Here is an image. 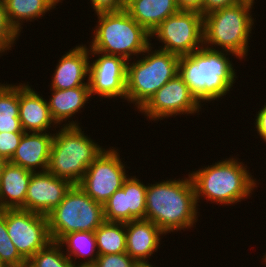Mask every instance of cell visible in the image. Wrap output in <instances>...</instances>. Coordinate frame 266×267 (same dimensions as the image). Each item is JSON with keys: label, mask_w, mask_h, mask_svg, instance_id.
<instances>
[{"label": "cell", "mask_w": 266, "mask_h": 267, "mask_svg": "<svg viewBox=\"0 0 266 267\" xmlns=\"http://www.w3.org/2000/svg\"><path fill=\"white\" fill-rule=\"evenodd\" d=\"M198 206L190 175L182 179L148 184L145 219L164 233L191 229L197 222Z\"/></svg>", "instance_id": "1"}, {"label": "cell", "mask_w": 266, "mask_h": 267, "mask_svg": "<svg viewBox=\"0 0 266 267\" xmlns=\"http://www.w3.org/2000/svg\"><path fill=\"white\" fill-rule=\"evenodd\" d=\"M228 55L234 54L203 46L180 56L178 74L201 104L225 96L234 86L237 72Z\"/></svg>", "instance_id": "2"}, {"label": "cell", "mask_w": 266, "mask_h": 267, "mask_svg": "<svg viewBox=\"0 0 266 267\" xmlns=\"http://www.w3.org/2000/svg\"><path fill=\"white\" fill-rule=\"evenodd\" d=\"M238 160L237 157H229L189 172L197 204L202 198H206L211 203L228 206L250 198L252 191L258 187V182L247 170V165Z\"/></svg>", "instance_id": "3"}, {"label": "cell", "mask_w": 266, "mask_h": 267, "mask_svg": "<svg viewBox=\"0 0 266 267\" xmlns=\"http://www.w3.org/2000/svg\"><path fill=\"white\" fill-rule=\"evenodd\" d=\"M78 121L68 120L53 136L47 171L78 185L89 165L105 149L85 135Z\"/></svg>", "instance_id": "4"}, {"label": "cell", "mask_w": 266, "mask_h": 267, "mask_svg": "<svg viewBox=\"0 0 266 267\" xmlns=\"http://www.w3.org/2000/svg\"><path fill=\"white\" fill-rule=\"evenodd\" d=\"M254 3L255 0H242L204 15V47L232 53L239 60L245 59L249 51V37L254 28L251 14Z\"/></svg>", "instance_id": "5"}, {"label": "cell", "mask_w": 266, "mask_h": 267, "mask_svg": "<svg viewBox=\"0 0 266 267\" xmlns=\"http://www.w3.org/2000/svg\"><path fill=\"white\" fill-rule=\"evenodd\" d=\"M98 23L93 30L89 51L121 56L131 61L151 45V35L126 10L97 13Z\"/></svg>", "instance_id": "6"}, {"label": "cell", "mask_w": 266, "mask_h": 267, "mask_svg": "<svg viewBox=\"0 0 266 267\" xmlns=\"http://www.w3.org/2000/svg\"><path fill=\"white\" fill-rule=\"evenodd\" d=\"M152 44L138 60L127 63L126 100L139 111L164 84L178 74L180 56L159 49ZM145 53V54H144Z\"/></svg>", "instance_id": "7"}, {"label": "cell", "mask_w": 266, "mask_h": 267, "mask_svg": "<svg viewBox=\"0 0 266 267\" xmlns=\"http://www.w3.org/2000/svg\"><path fill=\"white\" fill-rule=\"evenodd\" d=\"M52 241L71 232H95L105 221L103 205L95 202L80 185H73L48 215Z\"/></svg>", "instance_id": "8"}, {"label": "cell", "mask_w": 266, "mask_h": 267, "mask_svg": "<svg viewBox=\"0 0 266 267\" xmlns=\"http://www.w3.org/2000/svg\"><path fill=\"white\" fill-rule=\"evenodd\" d=\"M152 37L162 43L159 50L178 56L189 55L204 46L203 15L180 10L162 21Z\"/></svg>", "instance_id": "9"}, {"label": "cell", "mask_w": 266, "mask_h": 267, "mask_svg": "<svg viewBox=\"0 0 266 267\" xmlns=\"http://www.w3.org/2000/svg\"><path fill=\"white\" fill-rule=\"evenodd\" d=\"M116 148L104 149L78 184L95 202L104 205L129 177Z\"/></svg>", "instance_id": "10"}, {"label": "cell", "mask_w": 266, "mask_h": 267, "mask_svg": "<svg viewBox=\"0 0 266 267\" xmlns=\"http://www.w3.org/2000/svg\"><path fill=\"white\" fill-rule=\"evenodd\" d=\"M6 226L12 243L26 261L52 241L47 215L6 209Z\"/></svg>", "instance_id": "11"}, {"label": "cell", "mask_w": 266, "mask_h": 267, "mask_svg": "<svg viewBox=\"0 0 266 267\" xmlns=\"http://www.w3.org/2000/svg\"><path fill=\"white\" fill-rule=\"evenodd\" d=\"M203 104L192 94L188 85L177 74L164 84L139 110L150 121L163 120L172 116L200 112Z\"/></svg>", "instance_id": "12"}, {"label": "cell", "mask_w": 266, "mask_h": 267, "mask_svg": "<svg viewBox=\"0 0 266 267\" xmlns=\"http://www.w3.org/2000/svg\"><path fill=\"white\" fill-rule=\"evenodd\" d=\"M89 55H98V58L89 64L90 96L97 94L101 99L118 97L126 100L128 61L121 56L106 55L97 51H89Z\"/></svg>", "instance_id": "13"}, {"label": "cell", "mask_w": 266, "mask_h": 267, "mask_svg": "<svg viewBox=\"0 0 266 267\" xmlns=\"http://www.w3.org/2000/svg\"><path fill=\"white\" fill-rule=\"evenodd\" d=\"M147 185L136 176L128 177L103 205L106 221L127 223L145 219Z\"/></svg>", "instance_id": "14"}, {"label": "cell", "mask_w": 266, "mask_h": 267, "mask_svg": "<svg viewBox=\"0 0 266 267\" xmlns=\"http://www.w3.org/2000/svg\"><path fill=\"white\" fill-rule=\"evenodd\" d=\"M73 186L48 171L33 172L25 199V210L48 215Z\"/></svg>", "instance_id": "15"}, {"label": "cell", "mask_w": 266, "mask_h": 267, "mask_svg": "<svg viewBox=\"0 0 266 267\" xmlns=\"http://www.w3.org/2000/svg\"><path fill=\"white\" fill-rule=\"evenodd\" d=\"M90 58L89 48L85 44L76 45L62 55L52 75L50 89L64 90L89 86Z\"/></svg>", "instance_id": "16"}, {"label": "cell", "mask_w": 266, "mask_h": 267, "mask_svg": "<svg viewBox=\"0 0 266 267\" xmlns=\"http://www.w3.org/2000/svg\"><path fill=\"white\" fill-rule=\"evenodd\" d=\"M125 228L126 253L140 265L149 264L148 258H151L158 251L161 237L165 233L153 222L146 219L127 222Z\"/></svg>", "instance_id": "17"}, {"label": "cell", "mask_w": 266, "mask_h": 267, "mask_svg": "<svg viewBox=\"0 0 266 267\" xmlns=\"http://www.w3.org/2000/svg\"><path fill=\"white\" fill-rule=\"evenodd\" d=\"M19 119L24 132H50L48 128L58 126L47 100L25 83H19Z\"/></svg>", "instance_id": "18"}, {"label": "cell", "mask_w": 266, "mask_h": 267, "mask_svg": "<svg viewBox=\"0 0 266 267\" xmlns=\"http://www.w3.org/2000/svg\"><path fill=\"white\" fill-rule=\"evenodd\" d=\"M53 136L50 132H25L8 162L32 172L47 171Z\"/></svg>", "instance_id": "19"}, {"label": "cell", "mask_w": 266, "mask_h": 267, "mask_svg": "<svg viewBox=\"0 0 266 267\" xmlns=\"http://www.w3.org/2000/svg\"><path fill=\"white\" fill-rule=\"evenodd\" d=\"M33 172L8 162L0 179V210L23 209Z\"/></svg>", "instance_id": "20"}, {"label": "cell", "mask_w": 266, "mask_h": 267, "mask_svg": "<svg viewBox=\"0 0 266 267\" xmlns=\"http://www.w3.org/2000/svg\"><path fill=\"white\" fill-rule=\"evenodd\" d=\"M125 10L150 35L162 21L180 11L176 0H126Z\"/></svg>", "instance_id": "21"}, {"label": "cell", "mask_w": 266, "mask_h": 267, "mask_svg": "<svg viewBox=\"0 0 266 267\" xmlns=\"http://www.w3.org/2000/svg\"><path fill=\"white\" fill-rule=\"evenodd\" d=\"M52 96L48 107L53 120L59 127L63 122L79 113L91 98L89 86H79L71 89H50Z\"/></svg>", "instance_id": "22"}, {"label": "cell", "mask_w": 266, "mask_h": 267, "mask_svg": "<svg viewBox=\"0 0 266 267\" xmlns=\"http://www.w3.org/2000/svg\"><path fill=\"white\" fill-rule=\"evenodd\" d=\"M63 0H4L9 24L20 35L22 23L33 22L45 15Z\"/></svg>", "instance_id": "23"}, {"label": "cell", "mask_w": 266, "mask_h": 267, "mask_svg": "<svg viewBox=\"0 0 266 267\" xmlns=\"http://www.w3.org/2000/svg\"><path fill=\"white\" fill-rule=\"evenodd\" d=\"M58 243L66 250L67 253L65 252V254L71 260L73 266L93 265L99 256L94 232H71L64 235ZM73 256L75 259L72 258ZM77 257L79 260H81V257L86 260L77 263Z\"/></svg>", "instance_id": "24"}, {"label": "cell", "mask_w": 266, "mask_h": 267, "mask_svg": "<svg viewBox=\"0 0 266 267\" xmlns=\"http://www.w3.org/2000/svg\"><path fill=\"white\" fill-rule=\"evenodd\" d=\"M1 132H24L19 119V84L0 83Z\"/></svg>", "instance_id": "25"}, {"label": "cell", "mask_w": 266, "mask_h": 267, "mask_svg": "<svg viewBox=\"0 0 266 267\" xmlns=\"http://www.w3.org/2000/svg\"><path fill=\"white\" fill-rule=\"evenodd\" d=\"M94 235L99 255L126 253L125 223L105 220Z\"/></svg>", "instance_id": "26"}, {"label": "cell", "mask_w": 266, "mask_h": 267, "mask_svg": "<svg viewBox=\"0 0 266 267\" xmlns=\"http://www.w3.org/2000/svg\"><path fill=\"white\" fill-rule=\"evenodd\" d=\"M62 250V246L58 242L51 241L28 261L34 267H73L71 260Z\"/></svg>", "instance_id": "27"}, {"label": "cell", "mask_w": 266, "mask_h": 267, "mask_svg": "<svg viewBox=\"0 0 266 267\" xmlns=\"http://www.w3.org/2000/svg\"><path fill=\"white\" fill-rule=\"evenodd\" d=\"M26 260L12 243L6 226V209L0 210V263L4 267H21Z\"/></svg>", "instance_id": "28"}, {"label": "cell", "mask_w": 266, "mask_h": 267, "mask_svg": "<svg viewBox=\"0 0 266 267\" xmlns=\"http://www.w3.org/2000/svg\"><path fill=\"white\" fill-rule=\"evenodd\" d=\"M19 36L8 22L4 0H0V55L11 50Z\"/></svg>", "instance_id": "29"}, {"label": "cell", "mask_w": 266, "mask_h": 267, "mask_svg": "<svg viewBox=\"0 0 266 267\" xmlns=\"http://www.w3.org/2000/svg\"><path fill=\"white\" fill-rule=\"evenodd\" d=\"M94 267H139L140 264L127 253L99 255Z\"/></svg>", "instance_id": "30"}, {"label": "cell", "mask_w": 266, "mask_h": 267, "mask_svg": "<svg viewBox=\"0 0 266 267\" xmlns=\"http://www.w3.org/2000/svg\"><path fill=\"white\" fill-rule=\"evenodd\" d=\"M25 132H1L0 133V156L9 161Z\"/></svg>", "instance_id": "31"}, {"label": "cell", "mask_w": 266, "mask_h": 267, "mask_svg": "<svg viewBox=\"0 0 266 267\" xmlns=\"http://www.w3.org/2000/svg\"><path fill=\"white\" fill-rule=\"evenodd\" d=\"M92 8L97 13L119 12L125 10L126 0H90Z\"/></svg>", "instance_id": "32"}, {"label": "cell", "mask_w": 266, "mask_h": 267, "mask_svg": "<svg viewBox=\"0 0 266 267\" xmlns=\"http://www.w3.org/2000/svg\"><path fill=\"white\" fill-rule=\"evenodd\" d=\"M242 0H203L202 15L214 11L216 9L228 7L239 3Z\"/></svg>", "instance_id": "33"}, {"label": "cell", "mask_w": 266, "mask_h": 267, "mask_svg": "<svg viewBox=\"0 0 266 267\" xmlns=\"http://www.w3.org/2000/svg\"><path fill=\"white\" fill-rule=\"evenodd\" d=\"M255 127L258 133V136L266 143V103L256 114Z\"/></svg>", "instance_id": "34"}, {"label": "cell", "mask_w": 266, "mask_h": 267, "mask_svg": "<svg viewBox=\"0 0 266 267\" xmlns=\"http://www.w3.org/2000/svg\"><path fill=\"white\" fill-rule=\"evenodd\" d=\"M180 10L197 11L202 14L203 0H176Z\"/></svg>", "instance_id": "35"}, {"label": "cell", "mask_w": 266, "mask_h": 267, "mask_svg": "<svg viewBox=\"0 0 266 267\" xmlns=\"http://www.w3.org/2000/svg\"><path fill=\"white\" fill-rule=\"evenodd\" d=\"M8 163V161L0 156V179H1V175H2V172H3V169H4V166Z\"/></svg>", "instance_id": "36"}, {"label": "cell", "mask_w": 266, "mask_h": 267, "mask_svg": "<svg viewBox=\"0 0 266 267\" xmlns=\"http://www.w3.org/2000/svg\"><path fill=\"white\" fill-rule=\"evenodd\" d=\"M21 267H34L29 261H26Z\"/></svg>", "instance_id": "37"}, {"label": "cell", "mask_w": 266, "mask_h": 267, "mask_svg": "<svg viewBox=\"0 0 266 267\" xmlns=\"http://www.w3.org/2000/svg\"><path fill=\"white\" fill-rule=\"evenodd\" d=\"M73 267H94L93 265H75Z\"/></svg>", "instance_id": "38"}, {"label": "cell", "mask_w": 266, "mask_h": 267, "mask_svg": "<svg viewBox=\"0 0 266 267\" xmlns=\"http://www.w3.org/2000/svg\"><path fill=\"white\" fill-rule=\"evenodd\" d=\"M139 267H155V266L151 265V263H150V264H147V265H140Z\"/></svg>", "instance_id": "39"}, {"label": "cell", "mask_w": 266, "mask_h": 267, "mask_svg": "<svg viewBox=\"0 0 266 267\" xmlns=\"http://www.w3.org/2000/svg\"><path fill=\"white\" fill-rule=\"evenodd\" d=\"M262 260H263V262H264L265 265H266V253H265V255L263 256Z\"/></svg>", "instance_id": "40"}]
</instances>
